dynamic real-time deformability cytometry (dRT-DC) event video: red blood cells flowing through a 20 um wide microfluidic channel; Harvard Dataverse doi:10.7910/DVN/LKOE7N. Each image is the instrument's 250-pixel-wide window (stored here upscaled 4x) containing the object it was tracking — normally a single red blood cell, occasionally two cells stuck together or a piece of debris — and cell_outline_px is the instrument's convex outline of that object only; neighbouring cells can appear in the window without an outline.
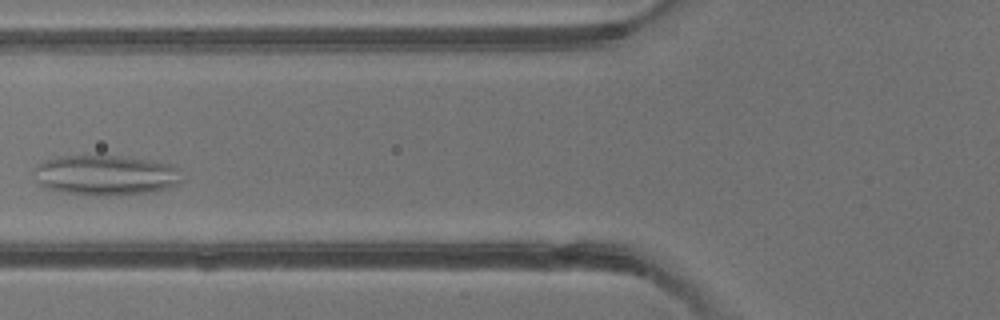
{"species": "common noctule bat (a hibernating species)", "species_latin": "Nyctalus noctula", "temperature_condition": "warm", "stored_images_in_passage": 3, "camera_frame_rate_fps": 3000, "um_per_image_px": 0.085, "animal": {"sex": "male", "body_mass_g": 13.3}, "frame": {"image": 1, "passage_image": 3, "time_ms": 2.333, "image_size_px": [1000, 320], "cell_outline_px": [[180, 180], [176, 184], [168, 188], [148, 192], [108, 196], [88, 196], [64, 192], [44, 188], [36, 180], [32, 168], [44, 160], [60, 156], [120, 156], [148, 160], [172, 164], [180, 168]], "centroid_in_image_um": [8.94, 14.9], "position_along_channel_um": 116.9, "area_um2": 34.85}}